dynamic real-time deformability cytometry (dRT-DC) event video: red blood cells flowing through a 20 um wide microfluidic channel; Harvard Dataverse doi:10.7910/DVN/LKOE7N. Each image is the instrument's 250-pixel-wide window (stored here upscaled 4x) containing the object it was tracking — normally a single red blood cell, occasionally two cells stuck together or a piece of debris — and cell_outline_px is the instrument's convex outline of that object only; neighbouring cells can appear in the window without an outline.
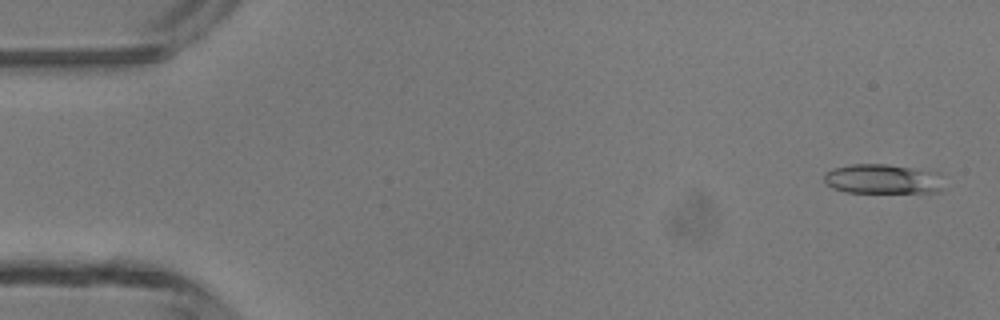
{"species": "common noctule bat (a hibernating species)", "species_latin": "Nyctalus noctula", "temperature_condition": "room temperature", "stored_images_in_passage": 6, "camera_frame_rate_fps": 3000, "um_per_image_px": 0.085, "animal": {"sex": "male", "body_mass_g": 13.3}, "frame": {"image": 1, "passage_image": 1, "time_ms": 0.0, "image_size_px": [1000, 320], "cell_outline_px": [[940, 192], [848, 192], [832, 188], [824, 180], [824, 172], [832, 168], [852, 164], [888, 164], [940, 172]], "centroid_in_image_um": [74.99, 15.2], "position_along_channel_um": 10.0, "area_um2": 20.63}}
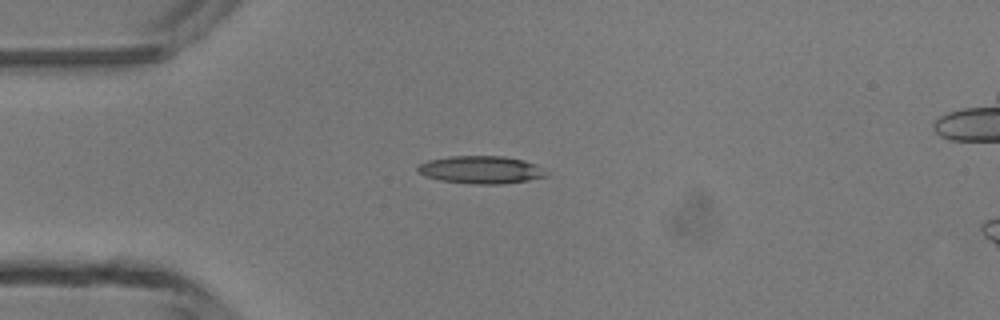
{"frame": {"image": 2, "passage_image": 4, "time_ms": 3.333, "image_size_px": [1000, 320], "cell_outline_px": [[548, 176], [528, 180], [500, 184], [480, 184], [440, 180], [424, 176], [416, 168], [420, 164], [428, 160], [448, 156], [504, 156], [524, 160], [536, 164]], "centroid_in_image_um": [40.86, 14.42], "position_along_channel_um": 44.1, "area_um2": 20.52}}
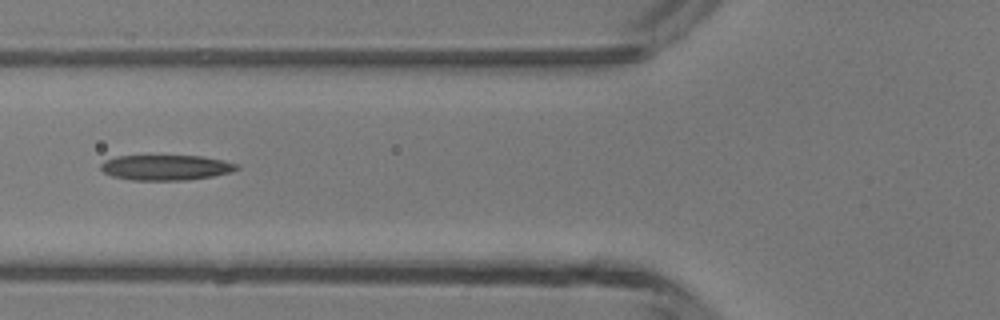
{"frame": {"image": 3, "passage_image": 6, "time_ms": 5.333, "image_size_px": [1000, 320], "cell_outline_px": [[240, 168], [228, 172], [212, 176], [184, 180], [132, 180], [112, 176], [104, 172], [100, 168], [100, 164], [104, 160], [116, 156], [200, 156], [224, 160], [240, 164]], "centroid_in_image_um": [14.09, 14.23], "position_along_channel_um": 111.7, "area_um2": 20.0}}